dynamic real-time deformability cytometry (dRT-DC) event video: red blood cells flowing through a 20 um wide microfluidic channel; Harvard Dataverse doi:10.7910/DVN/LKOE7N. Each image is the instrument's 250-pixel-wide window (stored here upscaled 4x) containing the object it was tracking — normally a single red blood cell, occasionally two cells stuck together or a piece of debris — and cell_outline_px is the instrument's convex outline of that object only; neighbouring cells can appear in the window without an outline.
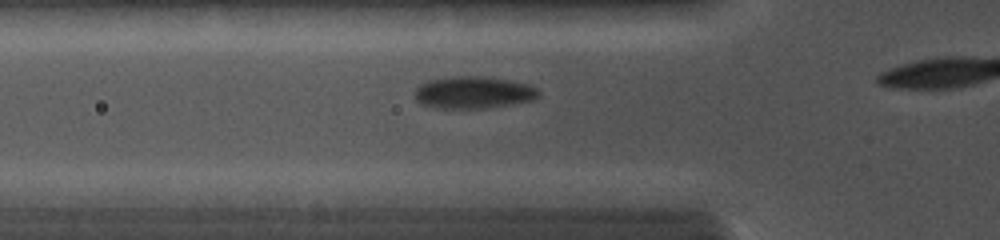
{"species": "common noctule bat (a hibernating species)", "species_latin": "Nyctalus noctula", "temperature_condition": "cold", "stored_images_in_passage": 8, "camera_frame_rate_fps": 5000, "um_per_image_px": 0.085, "animal": {"sex": "female", "body_mass_g": 19.0, "forearm_length_mm": 56.7}, "frame": {"image": 1, "passage_image": 4, "time_ms": 1.8, "image_size_px": [1000, 240], "cell_outline_px": [[540, 96], [532, 100], [488, 108], [436, 108], [420, 104], [416, 100], [416, 88], [420, 84], [432, 80], [452, 76], [480, 76], [508, 80], [528, 84], [536, 88], [540, 92]], "centroid_in_image_um": [40.24, 7.87], "position_along_channel_um": 85.6, "area_um2": 23.06}}
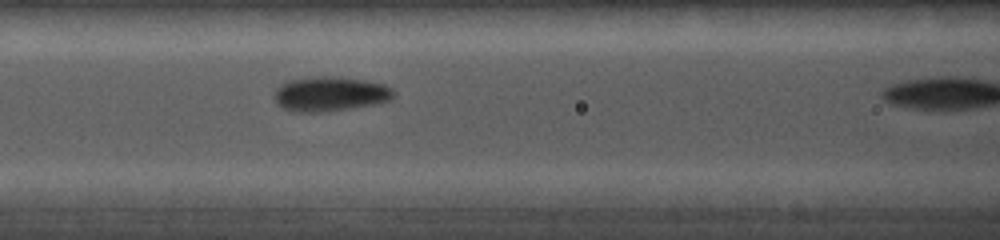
{"frame": {"image": 2, "passage_image": 6, "time_ms": 3.0, "image_size_px": [1000, 240], "cell_outline_px": [[396, 96], [392, 100], [376, 104], [324, 112], [292, 112], [280, 108], [276, 104], [276, 88], [280, 84], [288, 80], [312, 76], [340, 76], [364, 80], [384, 84], [392, 88], [396, 92]], "centroid_in_image_um": [28.08, 7.98], "position_along_channel_um": 138.5, "area_um2": 24.62}}
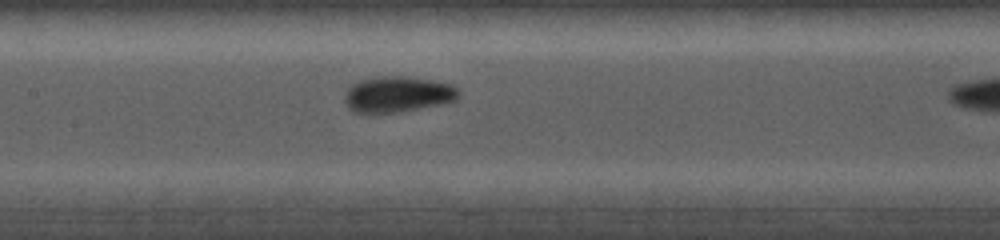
{"frame": {"image": 3, "passage_image": 7, "time_ms": 3.8, "image_size_px": [1000, 240], "cell_outline_px": [[460, 96], [456, 100], [440, 104], [396, 112], [352, 112], [348, 108], [344, 100], [344, 96], [348, 88], [352, 84], [360, 80], [376, 76], [400, 76], [432, 80], [448, 84], [456, 88], [460, 92]], "centroid_in_image_um": [33.77, 8.01], "position_along_channel_um": 173.6, "area_um2": 23.58}}